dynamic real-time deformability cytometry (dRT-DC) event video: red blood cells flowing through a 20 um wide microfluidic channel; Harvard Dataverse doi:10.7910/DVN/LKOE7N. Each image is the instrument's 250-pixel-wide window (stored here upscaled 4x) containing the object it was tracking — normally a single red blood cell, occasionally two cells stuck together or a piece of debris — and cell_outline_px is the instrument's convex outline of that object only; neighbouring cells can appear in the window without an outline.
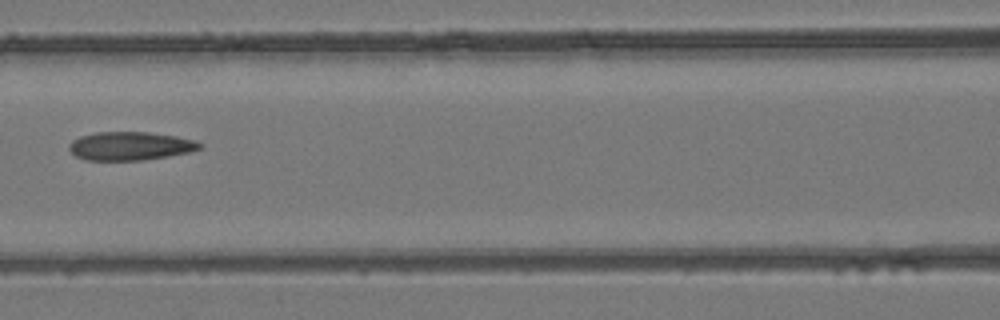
{"species": "common noctule bat (a hibernating species)", "species_latin": "Nyctalus noctula", "temperature_condition": "room temperature", "stored_images_in_passage": 6, "segment_of_instrument_passage": [1, 2], "camera_frame_rate_fps": 3000, "um_per_image_px": 0.085, "animal": {"sex": "female", "body_mass_g": 24.6, "forearm_length_mm": 56.2}, "frame": {"image": 1, "passage_image": 5, "time_ms": 5.333, "image_size_px": [1000, 320], "cell_outline_px": [[204, 148], [188, 152], [168, 156], [140, 160], [88, 160], [76, 156], [68, 148], [68, 144], [72, 140], [80, 136], [96, 132], [148, 132], [176, 136], [196, 140], [204, 144]], "centroid_in_image_um": [11.09, 12.4], "position_along_channel_um": 155.5, "area_um2": 21.73}}